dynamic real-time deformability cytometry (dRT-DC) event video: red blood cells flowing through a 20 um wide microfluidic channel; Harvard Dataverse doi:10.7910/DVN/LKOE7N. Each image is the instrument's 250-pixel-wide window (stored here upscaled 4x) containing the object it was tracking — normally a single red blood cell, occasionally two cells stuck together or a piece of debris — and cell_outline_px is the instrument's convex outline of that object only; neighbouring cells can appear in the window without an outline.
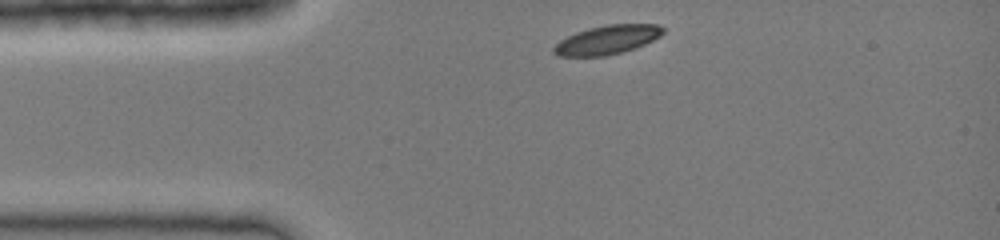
{"species": "common noctule bat (a hibernating species)", "species_latin": "Nyctalus noctula", "temperature_condition": "cold", "stored_images_in_passage": 29, "camera_frame_rate_fps": 3000, "um_per_image_px": 0.085, "animal": {"sex": "female", "body_mass_g": 19.0, "forearm_length_mm": 51.5}, "frame": {"image": 1, "passage_image": 1, "time_ms": 0.0, "image_size_px": [1000, 240], "cell_outline_px": [[664, 32], [660, 36], [636, 48], [604, 56], [556, 56], [552, 52], [552, 48], [560, 40], [576, 32], [588, 28], [608, 24], [656, 24], [664, 28]], "centroid_in_image_um": [51.59, 3.38], "position_along_channel_um": 33.4, "area_um2": 18.38}}
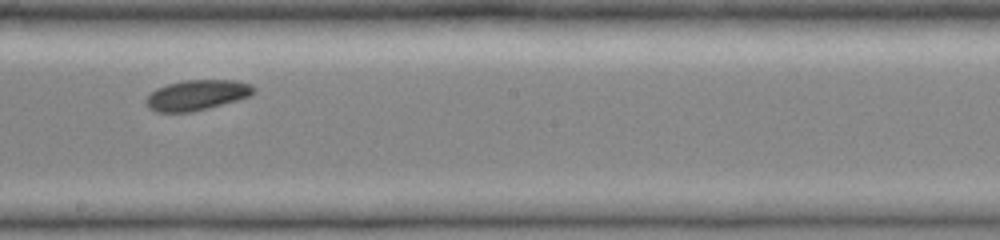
{"frame": {"image": 2, "passage_image": 16, "time_ms": 5.0, "image_size_px": [1000, 240], "cell_outline_px": [[256, 92], [252, 96], [208, 108], [192, 112], [156, 112], [148, 108], [144, 104], [144, 100], [156, 88], [168, 84], [184, 80], [236, 80], [252, 84], [256, 88]], "centroid_in_image_um": [16.76, 8.08], "position_along_channel_um": 231.4, "area_um2": 19.31}}
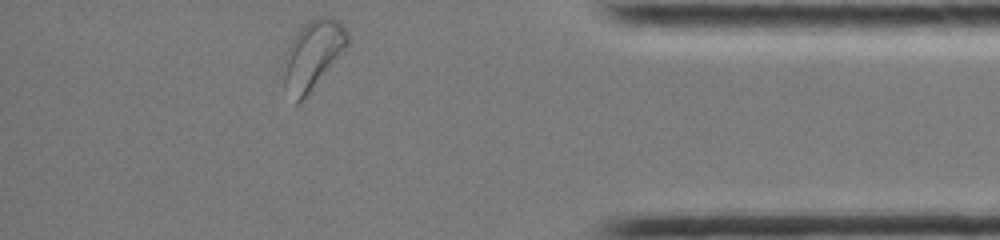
{"frame": {"image": 3, "passage_image": 29, "time_ms": 9.333, "image_size_px": [1000, 240], "cell_outline_px": [[348, 44], [304, 100], [296, 104], [284, 88], [284, 56], [296, 32], [308, 20], [320, 16], [332, 16], [344, 24], [348, 32]], "centroid_in_image_um": [26.58, 4.65], "position_along_channel_um": 408.6, "area_um2": 25.55}}